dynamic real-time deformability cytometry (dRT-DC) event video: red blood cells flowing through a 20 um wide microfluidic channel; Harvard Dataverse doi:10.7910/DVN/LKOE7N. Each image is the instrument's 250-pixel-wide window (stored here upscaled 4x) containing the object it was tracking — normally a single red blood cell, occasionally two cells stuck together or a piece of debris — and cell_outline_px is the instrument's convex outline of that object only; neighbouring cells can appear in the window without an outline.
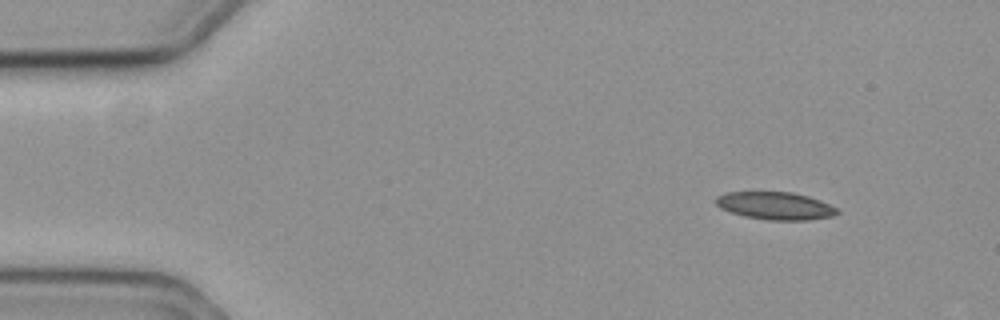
{"species": "common noctule bat (a hibernating species)", "species_latin": "Nyctalus noctula", "temperature_condition": "cold", "stored_images_in_passage": 10, "camera_frame_rate_fps": 3000, "um_per_image_px": 0.085, "animal": {"sex": "female", "body_mass_g": 19.3, "forearm_length_mm": 54.1}, "frame": {"image": 1, "passage_image": 1, "time_ms": 0.0, "image_size_px": [1000, 320], "cell_outline_px": [[840, 212], [832, 216], [808, 220], [768, 220], [744, 216], [720, 208], [716, 204], [716, 196], [724, 192], [792, 192], [808, 196], [820, 200], [836, 208]], "centroid_in_image_um": [65.89, 17.49], "position_along_channel_um": 19.1, "area_um2": 19.48}}